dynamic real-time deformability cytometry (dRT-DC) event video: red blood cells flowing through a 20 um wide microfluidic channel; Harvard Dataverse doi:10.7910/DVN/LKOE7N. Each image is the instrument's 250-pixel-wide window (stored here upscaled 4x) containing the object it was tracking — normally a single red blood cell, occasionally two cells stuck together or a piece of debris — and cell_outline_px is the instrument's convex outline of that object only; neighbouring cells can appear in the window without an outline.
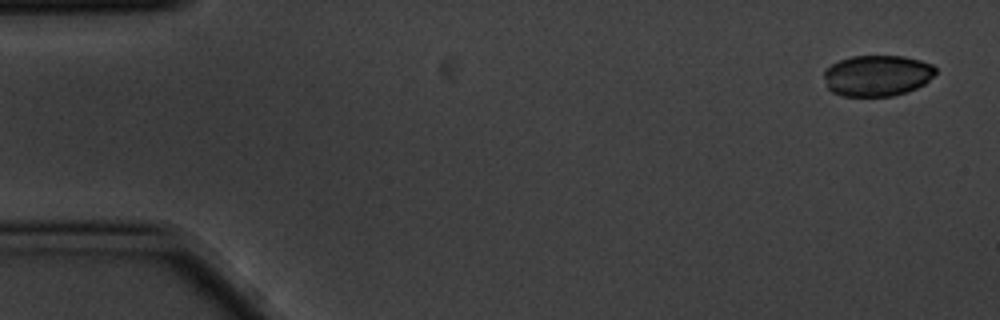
{"species": "common noctule bat (a hibernating species)", "species_latin": "Nyctalus noctula", "temperature_condition": "cold", "stored_images_in_passage": 5, "camera_frame_rate_fps": 3000, "um_per_image_px": 0.085, "animal": {"sex": "male", "body_mass_g": 20.1, "forearm_length_mm": 53.5}, "frame": {"image": 1, "passage_image": 1, "time_ms": 0.0, "image_size_px": [1000, 320], "cell_outline_px": [[936, 72], [924, 84], [916, 88], [892, 96], [844, 96], [832, 92], [828, 88], [824, 76], [824, 72], [832, 64], [840, 60], [852, 56], [904, 56], [920, 60], [932, 64], [936, 68]], "centroid_in_image_um": [74.56, 6.42], "position_along_channel_um": 10.4, "area_um2": 26.53}}